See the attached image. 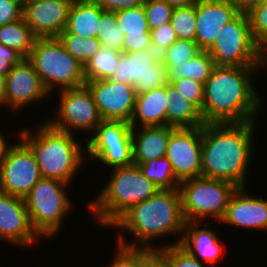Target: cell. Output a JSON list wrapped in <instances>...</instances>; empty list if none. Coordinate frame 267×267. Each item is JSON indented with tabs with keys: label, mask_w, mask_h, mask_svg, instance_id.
I'll use <instances>...</instances> for the list:
<instances>
[{
	"label": "cell",
	"mask_w": 267,
	"mask_h": 267,
	"mask_svg": "<svg viewBox=\"0 0 267 267\" xmlns=\"http://www.w3.org/2000/svg\"><path fill=\"white\" fill-rule=\"evenodd\" d=\"M170 85L188 101L192 102L200 111L203 107L204 84L190 78H180L172 81Z\"/></svg>",
	"instance_id": "obj_38"
},
{
	"label": "cell",
	"mask_w": 267,
	"mask_h": 267,
	"mask_svg": "<svg viewBox=\"0 0 267 267\" xmlns=\"http://www.w3.org/2000/svg\"><path fill=\"white\" fill-rule=\"evenodd\" d=\"M150 36L152 47L159 56L178 39L170 22L150 30Z\"/></svg>",
	"instance_id": "obj_39"
},
{
	"label": "cell",
	"mask_w": 267,
	"mask_h": 267,
	"mask_svg": "<svg viewBox=\"0 0 267 267\" xmlns=\"http://www.w3.org/2000/svg\"><path fill=\"white\" fill-rule=\"evenodd\" d=\"M74 0H23L22 17L36 38L58 37Z\"/></svg>",
	"instance_id": "obj_17"
},
{
	"label": "cell",
	"mask_w": 267,
	"mask_h": 267,
	"mask_svg": "<svg viewBox=\"0 0 267 267\" xmlns=\"http://www.w3.org/2000/svg\"><path fill=\"white\" fill-rule=\"evenodd\" d=\"M175 127H132V151L134 165L166 156L170 134Z\"/></svg>",
	"instance_id": "obj_22"
},
{
	"label": "cell",
	"mask_w": 267,
	"mask_h": 267,
	"mask_svg": "<svg viewBox=\"0 0 267 267\" xmlns=\"http://www.w3.org/2000/svg\"><path fill=\"white\" fill-rule=\"evenodd\" d=\"M185 219L179 189L158 190L143 202L133 205L113 225L112 229L126 231L133 235L135 242H128L118 233V243L127 247L158 249L152 241L164 236L180 235L179 240L168 245L180 243ZM159 237V238H158Z\"/></svg>",
	"instance_id": "obj_3"
},
{
	"label": "cell",
	"mask_w": 267,
	"mask_h": 267,
	"mask_svg": "<svg viewBox=\"0 0 267 267\" xmlns=\"http://www.w3.org/2000/svg\"><path fill=\"white\" fill-rule=\"evenodd\" d=\"M237 188L231 182L205 177L180 182L179 191L185 221L201 222L202 219L211 217L220 222Z\"/></svg>",
	"instance_id": "obj_9"
},
{
	"label": "cell",
	"mask_w": 267,
	"mask_h": 267,
	"mask_svg": "<svg viewBox=\"0 0 267 267\" xmlns=\"http://www.w3.org/2000/svg\"><path fill=\"white\" fill-rule=\"evenodd\" d=\"M24 57L13 48L0 43V74L5 75L11 67L20 62Z\"/></svg>",
	"instance_id": "obj_43"
},
{
	"label": "cell",
	"mask_w": 267,
	"mask_h": 267,
	"mask_svg": "<svg viewBox=\"0 0 267 267\" xmlns=\"http://www.w3.org/2000/svg\"><path fill=\"white\" fill-rule=\"evenodd\" d=\"M57 92L59 106L55 110V117L46 119V122L51 127L70 134L86 131L88 135H92L102 119L89 88L84 85ZM75 130L78 131L75 133Z\"/></svg>",
	"instance_id": "obj_11"
},
{
	"label": "cell",
	"mask_w": 267,
	"mask_h": 267,
	"mask_svg": "<svg viewBox=\"0 0 267 267\" xmlns=\"http://www.w3.org/2000/svg\"><path fill=\"white\" fill-rule=\"evenodd\" d=\"M58 38L66 51L83 66L102 46L96 37L84 38L70 33L66 28L59 34Z\"/></svg>",
	"instance_id": "obj_31"
},
{
	"label": "cell",
	"mask_w": 267,
	"mask_h": 267,
	"mask_svg": "<svg viewBox=\"0 0 267 267\" xmlns=\"http://www.w3.org/2000/svg\"><path fill=\"white\" fill-rule=\"evenodd\" d=\"M247 15L254 41L267 55V2H261Z\"/></svg>",
	"instance_id": "obj_35"
},
{
	"label": "cell",
	"mask_w": 267,
	"mask_h": 267,
	"mask_svg": "<svg viewBox=\"0 0 267 267\" xmlns=\"http://www.w3.org/2000/svg\"><path fill=\"white\" fill-rule=\"evenodd\" d=\"M36 37L25 23L23 17L15 22L0 26V43L15 49L24 58H28Z\"/></svg>",
	"instance_id": "obj_28"
},
{
	"label": "cell",
	"mask_w": 267,
	"mask_h": 267,
	"mask_svg": "<svg viewBox=\"0 0 267 267\" xmlns=\"http://www.w3.org/2000/svg\"><path fill=\"white\" fill-rule=\"evenodd\" d=\"M169 97L167 85L138 93L129 124L131 127L166 125V110Z\"/></svg>",
	"instance_id": "obj_23"
},
{
	"label": "cell",
	"mask_w": 267,
	"mask_h": 267,
	"mask_svg": "<svg viewBox=\"0 0 267 267\" xmlns=\"http://www.w3.org/2000/svg\"><path fill=\"white\" fill-rule=\"evenodd\" d=\"M96 38L100 41L102 46L122 52L124 33L118 26L115 12L103 11Z\"/></svg>",
	"instance_id": "obj_32"
},
{
	"label": "cell",
	"mask_w": 267,
	"mask_h": 267,
	"mask_svg": "<svg viewBox=\"0 0 267 267\" xmlns=\"http://www.w3.org/2000/svg\"><path fill=\"white\" fill-rule=\"evenodd\" d=\"M104 11L135 8L143 5L146 0H94Z\"/></svg>",
	"instance_id": "obj_44"
},
{
	"label": "cell",
	"mask_w": 267,
	"mask_h": 267,
	"mask_svg": "<svg viewBox=\"0 0 267 267\" xmlns=\"http://www.w3.org/2000/svg\"><path fill=\"white\" fill-rule=\"evenodd\" d=\"M122 52L101 46L84 66L85 81L109 79L121 58Z\"/></svg>",
	"instance_id": "obj_29"
},
{
	"label": "cell",
	"mask_w": 267,
	"mask_h": 267,
	"mask_svg": "<svg viewBox=\"0 0 267 267\" xmlns=\"http://www.w3.org/2000/svg\"><path fill=\"white\" fill-rule=\"evenodd\" d=\"M111 172L97 198L88 202L95 222L107 228H111L133 205L145 201L159 190L137 165L112 169Z\"/></svg>",
	"instance_id": "obj_5"
},
{
	"label": "cell",
	"mask_w": 267,
	"mask_h": 267,
	"mask_svg": "<svg viewBox=\"0 0 267 267\" xmlns=\"http://www.w3.org/2000/svg\"><path fill=\"white\" fill-rule=\"evenodd\" d=\"M195 41L207 51L214 43L220 28L240 13L228 0H196Z\"/></svg>",
	"instance_id": "obj_19"
},
{
	"label": "cell",
	"mask_w": 267,
	"mask_h": 267,
	"mask_svg": "<svg viewBox=\"0 0 267 267\" xmlns=\"http://www.w3.org/2000/svg\"><path fill=\"white\" fill-rule=\"evenodd\" d=\"M28 59L49 94L85 85L84 66L66 51L58 37L36 38Z\"/></svg>",
	"instance_id": "obj_6"
},
{
	"label": "cell",
	"mask_w": 267,
	"mask_h": 267,
	"mask_svg": "<svg viewBox=\"0 0 267 267\" xmlns=\"http://www.w3.org/2000/svg\"><path fill=\"white\" fill-rule=\"evenodd\" d=\"M90 137L85 147L94 161L110 169L134 165L132 127L128 122L102 120Z\"/></svg>",
	"instance_id": "obj_10"
},
{
	"label": "cell",
	"mask_w": 267,
	"mask_h": 267,
	"mask_svg": "<svg viewBox=\"0 0 267 267\" xmlns=\"http://www.w3.org/2000/svg\"><path fill=\"white\" fill-rule=\"evenodd\" d=\"M3 129H0V158L2 157V155L5 153L6 149L8 148V146L10 145V142H7L8 138H6V135H3L4 133Z\"/></svg>",
	"instance_id": "obj_48"
},
{
	"label": "cell",
	"mask_w": 267,
	"mask_h": 267,
	"mask_svg": "<svg viewBox=\"0 0 267 267\" xmlns=\"http://www.w3.org/2000/svg\"><path fill=\"white\" fill-rule=\"evenodd\" d=\"M166 157L179 182L202 177V127L176 128L170 134Z\"/></svg>",
	"instance_id": "obj_14"
},
{
	"label": "cell",
	"mask_w": 267,
	"mask_h": 267,
	"mask_svg": "<svg viewBox=\"0 0 267 267\" xmlns=\"http://www.w3.org/2000/svg\"><path fill=\"white\" fill-rule=\"evenodd\" d=\"M137 167L159 190L179 189L180 182L173 174L171 162L166 156L137 164Z\"/></svg>",
	"instance_id": "obj_30"
},
{
	"label": "cell",
	"mask_w": 267,
	"mask_h": 267,
	"mask_svg": "<svg viewBox=\"0 0 267 267\" xmlns=\"http://www.w3.org/2000/svg\"><path fill=\"white\" fill-rule=\"evenodd\" d=\"M23 0H0V26L22 18Z\"/></svg>",
	"instance_id": "obj_41"
},
{
	"label": "cell",
	"mask_w": 267,
	"mask_h": 267,
	"mask_svg": "<svg viewBox=\"0 0 267 267\" xmlns=\"http://www.w3.org/2000/svg\"><path fill=\"white\" fill-rule=\"evenodd\" d=\"M110 79L133 85L137 94L169 84L166 66L153 48L122 53Z\"/></svg>",
	"instance_id": "obj_12"
},
{
	"label": "cell",
	"mask_w": 267,
	"mask_h": 267,
	"mask_svg": "<svg viewBox=\"0 0 267 267\" xmlns=\"http://www.w3.org/2000/svg\"><path fill=\"white\" fill-rule=\"evenodd\" d=\"M257 121L202 126V177L247 187Z\"/></svg>",
	"instance_id": "obj_2"
},
{
	"label": "cell",
	"mask_w": 267,
	"mask_h": 267,
	"mask_svg": "<svg viewBox=\"0 0 267 267\" xmlns=\"http://www.w3.org/2000/svg\"><path fill=\"white\" fill-rule=\"evenodd\" d=\"M18 140L0 158V191L24 199L42 174L32 150Z\"/></svg>",
	"instance_id": "obj_13"
},
{
	"label": "cell",
	"mask_w": 267,
	"mask_h": 267,
	"mask_svg": "<svg viewBox=\"0 0 267 267\" xmlns=\"http://www.w3.org/2000/svg\"><path fill=\"white\" fill-rule=\"evenodd\" d=\"M103 11L94 0H74L69 8L66 29L84 38L97 37Z\"/></svg>",
	"instance_id": "obj_25"
},
{
	"label": "cell",
	"mask_w": 267,
	"mask_h": 267,
	"mask_svg": "<svg viewBox=\"0 0 267 267\" xmlns=\"http://www.w3.org/2000/svg\"><path fill=\"white\" fill-rule=\"evenodd\" d=\"M69 185L42 177L24 198L32 229L40 238L55 237L63 227L64 217L72 209L67 195Z\"/></svg>",
	"instance_id": "obj_7"
},
{
	"label": "cell",
	"mask_w": 267,
	"mask_h": 267,
	"mask_svg": "<svg viewBox=\"0 0 267 267\" xmlns=\"http://www.w3.org/2000/svg\"><path fill=\"white\" fill-rule=\"evenodd\" d=\"M247 189H236L220 222L243 229L256 228L267 233V199L251 195Z\"/></svg>",
	"instance_id": "obj_20"
},
{
	"label": "cell",
	"mask_w": 267,
	"mask_h": 267,
	"mask_svg": "<svg viewBox=\"0 0 267 267\" xmlns=\"http://www.w3.org/2000/svg\"><path fill=\"white\" fill-rule=\"evenodd\" d=\"M39 238L32 229L25 200L0 191V240L24 248L36 245Z\"/></svg>",
	"instance_id": "obj_18"
},
{
	"label": "cell",
	"mask_w": 267,
	"mask_h": 267,
	"mask_svg": "<svg viewBox=\"0 0 267 267\" xmlns=\"http://www.w3.org/2000/svg\"><path fill=\"white\" fill-rule=\"evenodd\" d=\"M167 2L173 9L183 8L192 5L196 0H164Z\"/></svg>",
	"instance_id": "obj_46"
},
{
	"label": "cell",
	"mask_w": 267,
	"mask_h": 267,
	"mask_svg": "<svg viewBox=\"0 0 267 267\" xmlns=\"http://www.w3.org/2000/svg\"><path fill=\"white\" fill-rule=\"evenodd\" d=\"M102 120L130 122L137 92L133 85L103 79L86 81Z\"/></svg>",
	"instance_id": "obj_15"
},
{
	"label": "cell",
	"mask_w": 267,
	"mask_h": 267,
	"mask_svg": "<svg viewBox=\"0 0 267 267\" xmlns=\"http://www.w3.org/2000/svg\"><path fill=\"white\" fill-rule=\"evenodd\" d=\"M170 23L178 39L195 41L196 34V5L175 8L172 12Z\"/></svg>",
	"instance_id": "obj_33"
},
{
	"label": "cell",
	"mask_w": 267,
	"mask_h": 267,
	"mask_svg": "<svg viewBox=\"0 0 267 267\" xmlns=\"http://www.w3.org/2000/svg\"><path fill=\"white\" fill-rule=\"evenodd\" d=\"M37 126L32 132L27 128L19 131V139L32 150L42 177L71 184L87 158L84 142H78L74 134L51 127L45 120Z\"/></svg>",
	"instance_id": "obj_4"
},
{
	"label": "cell",
	"mask_w": 267,
	"mask_h": 267,
	"mask_svg": "<svg viewBox=\"0 0 267 267\" xmlns=\"http://www.w3.org/2000/svg\"><path fill=\"white\" fill-rule=\"evenodd\" d=\"M115 13L118 26L124 33L122 53L153 48L143 5Z\"/></svg>",
	"instance_id": "obj_24"
},
{
	"label": "cell",
	"mask_w": 267,
	"mask_h": 267,
	"mask_svg": "<svg viewBox=\"0 0 267 267\" xmlns=\"http://www.w3.org/2000/svg\"><path fill=\"white\" fill-rule=\"evenodd\" d=\"M138 267H169L160 249L138 248Z\"/></svg>",
	"instance_id": "obj_42"
},
{
	"label": "cell",
	"mask_w": 267,
	"mask_h": 267,
	"mask_svg": "<svg viewBox=\"0 0 267 267\" xmlns=\"http://www.w3.org/2000/svg\"><path fill=\"white\" fill-rule=\"evenodd\" d=\"M264 68L267 67L215 66L204 84L203 107L200 112L205 124L257 121V115L264 109V100H261L263 98L257 93L252 79L259 70L263 73L261 69Z\"/></svg>",
	"instance_id": "obj_1"
},
{
	"label": "cell",
	"mask_w": 267,
	"mask_h": 267,
	"mask_svg": "<svg viewBox=\"0 0 267 267\" xmlns=\"http://www.w3.org/2000/svg\"><path fill=\"white\" fill-rule=\"evenodd\" d=\"M116 254L113 261L106 267H138V248L127 247L117 243Z\"/></svg>",
	"instance_id": "obj_40"
},
{
	"label": "cell",
	"mask_w": 267,
	"mask_h": 267,
	"mask_svg": "<svg viewBox=\"0 0 267 267\" xmlns=\"http://www.w3.org/2000/svg\"><path fill=\"white\" fill-rule=\"evenodd\" d=\"M169 84L180 78H190L205 84L210 77L215 62L207 51H201L195 57L180 65H165Z\"/></svg>",
	"instance_id": "obj_27"
},
{
	"label": "cell",
	"mask_w": 267,
	"mask_h": 267,
	"mask_svg": "<svg viewBox=\"0 0 267 267\" xmlns=\"http://www.w3.org/2000/svg\"><path fill=\"white\" fill-rule=\"evenodd\" d=\"M5 89V107L7 105L12 112L50 96L28 58H23L7 72Z\"/></svg>",
	"instance_id": "obj_16"
},
{
	"label": "cell",
	"mask_w": 267,
	"mask_h": 267,
	"mask_svg": "<svg viewBox=\"0 0 267 267\" xmlns=\"http://www.w3.org/2000/svg\"><path fill=\"white\" fill-rule=\"evenodd\" d=\"M167 95L169 100L166 103V125L175 128H198L205 124L200 110L170 84L167 85Z\"/></svg>",
	"instance_id": "obj_26"
},
{
	"label": "cell",
	"mask_w": 267,
	"mask_h": 267,
	"mask_svg": "<svg viewBox=\"0 0 267 267\" xmlns=\"http://www.w3.org/2000/svg\"><path fill=\"white\" fill-rule=\"evenodd\" d=\"M201 51L196 41L177 39L160 55V58L164 65H180L195 57Z\"/></svg>",
	"instance_id": "obj_34"
},
{
	"label": "cell",
	"mask_w": 267,
	"mask_h": 267,
	"mask_svg": "<svg viewBox=\"0 0 267 267\" xmlns=\"http://www.w3.org/2000/svg\"><path fill=\"white\" fill-rule=\"evenodd\" d=\"M143 7L150 30L171 21L173 8L164 0H146Z\"/></svg>",
	"instance_id": "obj_36"
},
{
	"label": "cell",
	"mask_w": 267,
	"mask_h": 267,
	"mask_svg": "<svg viewBox=\"0 0 267 267\" xmlns=\"http://www.w3.org/2000/svg\"><path fill=\"white\" fill-rule=\"evenodd\" d=\"M162 245L159 244L160 247L158 246V249L165 254L169 267H206L203 261L200 262L191 256L179 244Z\"/></svg>",
	"instance_id": "obj_37"
},
{
	"label": "cell",
	"mask_w": 267,
	"mask_h": 267,
	"mask_svg": "<svg viewBox=\"0 0 267 267\" xmlns=\"http://www.w3.org/2000/svg\"><path fill=\"white\" fill-rule=\"evenodd\" d=\"M207 52L218 68L267 66V55L252 37L247 14H239L221 27Z\"/></svg>",
	"instance_id": "obj_8"
},
{
	"label": "cell",
	"mask_w": 267,
	"mask_h": 267,
	"mask_svg": "<svg viewBox=\"0 0 267 267\" xmlns=\"http://www.w3.org/2000/svg\"><path fill=\"white\" fill-rule=\"evenodd\" d=\"M201 223L186 222L179 245L200 262L203 260L207 265L215 266L223 255L220 237L218 231L207 228L208 223Z\"/></svg>",
	"instance_id": "obj_21"
},
{
	"label": "cell",
	"mask_w": 267,
	"mask_h": 267,
	"mask_svg": "<svg viewBox=\"0 0 267 267\" xmlns=\"http://www.w3.org/2000/svg\"><path fill=\"white\" fill-rule=\"evenodd\" d=\"M240 14H249L261 0H228Z\"/></svg>",
	"instance_id": "obj_45"
},
{
	"label": "cell",
	"mask_w": 267,
	"mask_h": 267,
	"mask_svg": "<svg viewBox=\"0 0 267 267\" xmlns=\"http://www.w3.org/2000/svg\"><path fill=\"white\" fill-rule=\"evenodd\" d=\"M6 76L0 74V107L5 106V99H6Z\"/></svg>",
	"instance_id": "obj_47"
}]
</instances>
